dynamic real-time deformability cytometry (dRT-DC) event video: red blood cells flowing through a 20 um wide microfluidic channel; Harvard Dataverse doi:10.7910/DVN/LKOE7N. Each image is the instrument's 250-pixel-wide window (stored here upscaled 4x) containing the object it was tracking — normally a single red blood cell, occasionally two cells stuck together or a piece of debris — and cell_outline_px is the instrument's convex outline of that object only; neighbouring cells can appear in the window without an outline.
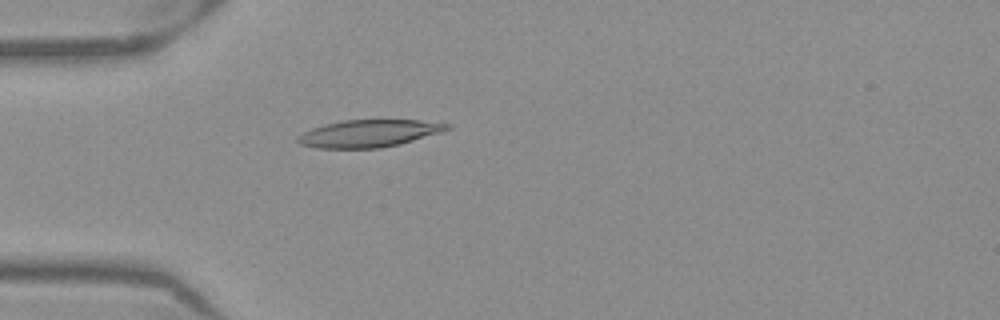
{"species": "Egyptian fruit bat (a non-hibernating species)", "species_latin": "Rousettus aegyptiacus", "temperature_condition": "warm", "stored_images_in_passage": 49, "camera_frame_rate_fps": 3000, "um_per_image_px": 0.085, "frame": {"image": 1, "passage_image": 12, "time_ms": 3.667, "image_size_px": [1000, 320], "cell_outline_px": [[452, 128], [440, 132], [400, 144], [380, 148], [316, 148], [300, 144], [296, 140], [296, 136], [312, 128], [324, 124], [344, 120], [420, 120], [452, 124]], "centroid_in_image_um": [31.34, 11.34], "position_along_channel_um": 53.7, "area_um2": 23.76}}
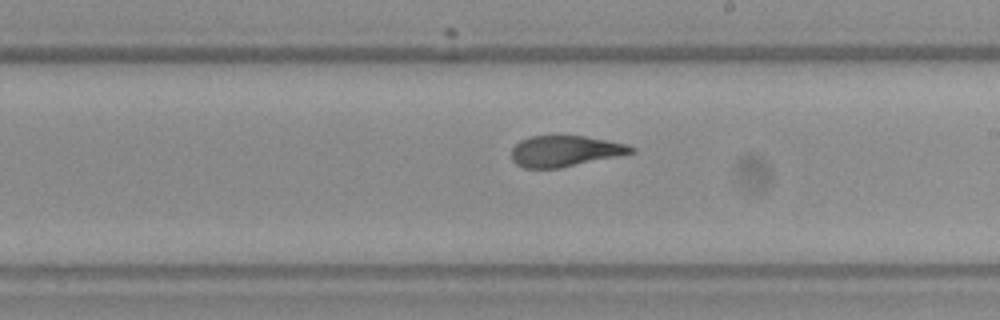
{"frame": {"image": 2, "passage_image": 27, "time_ms": 8.667, "image_size_px": [1000, 320], "cell_outline_px": [[636, 152], [560, 168], [524, 168], [516, 164], [512, 160], [512, 148], [520, 140], [528, 136], [584, 136], [608, 140], [628, 144], [636, 148]], "centroid_in_image_um": [48.03, 12.84], "position_along_channel_um": 241.0, "area_um2": 21.62}}
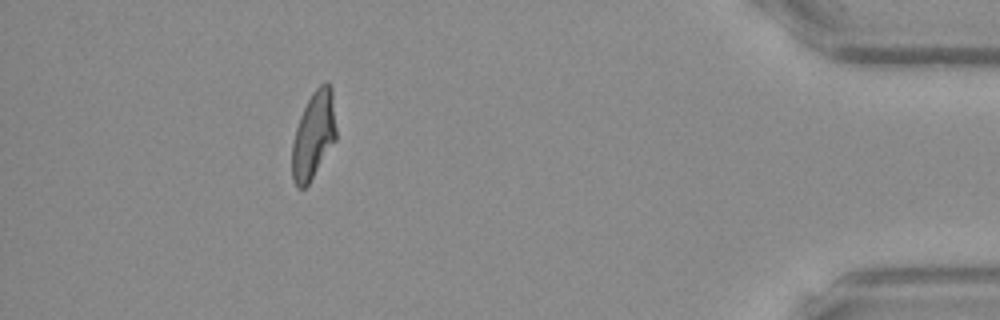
{"frame": {"image": 3, "passage_image": 44, "time_ms": 14.333, "image_size_px": [1000, 320], "cell_outline_px": [[336, 140], [308, 184], [304, 188], [296, 188], [292, 180], [292, 144], [296, 128], [300, 116], [312, 92], [324, 80], [328, 80], [332, 88], [336, 128]], "centroid_in_image_um": [26.66, 11.47], "position_along_channel_um": 408.5, "area_um2": 22.54}, "authors_computed_cell_mechanics": {"area_um2": 22.7732, "velocity_mm_per_s": 3.9032, "shape_relaxation_time_tau1_ms": null, "shape_relaxation_time_tau2_ms": 1.5759, "deformation_change_tau1": null, "deformation_change_tau2": 0.081}}